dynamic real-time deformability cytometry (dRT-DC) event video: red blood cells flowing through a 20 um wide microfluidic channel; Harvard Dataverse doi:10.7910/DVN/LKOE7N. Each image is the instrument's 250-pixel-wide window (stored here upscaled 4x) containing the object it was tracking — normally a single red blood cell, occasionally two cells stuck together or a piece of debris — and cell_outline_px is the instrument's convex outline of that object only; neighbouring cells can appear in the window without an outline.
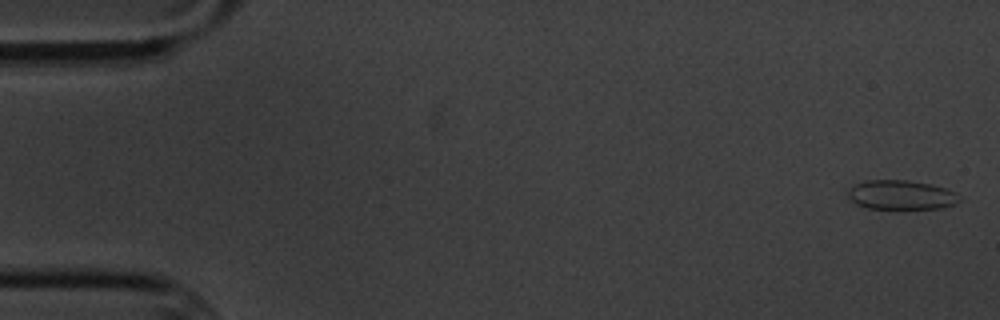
{"species": "common noctule bat (a hibernating species)", "species_latin": "Nyctalus noctula", "temperature_condition": "cold", "stored_images_in_passage": 3, "camera_frame_rate_fps": 3000, "um_per_image_px": 0.085, "animal": {"sex": "male", "body_mass_g": 20.1, "forearm_length_mm": 53.5}, "frame": {"image": 1, "passage_image": 1, "time_ms": 0.0, "image_size_px": [1000, 320], "cell_outline_px": [[960, 200], [956, 204], [944, 208], [868, 208], [856, 204], [848, 196], [848, 188], [864, 180], [908, 180], [932, 184], [956, 192]], "centroid_in_image_um": [76.61, 16.56], "position_along_channel_um": 8.4, "area_um2": 19.02}}